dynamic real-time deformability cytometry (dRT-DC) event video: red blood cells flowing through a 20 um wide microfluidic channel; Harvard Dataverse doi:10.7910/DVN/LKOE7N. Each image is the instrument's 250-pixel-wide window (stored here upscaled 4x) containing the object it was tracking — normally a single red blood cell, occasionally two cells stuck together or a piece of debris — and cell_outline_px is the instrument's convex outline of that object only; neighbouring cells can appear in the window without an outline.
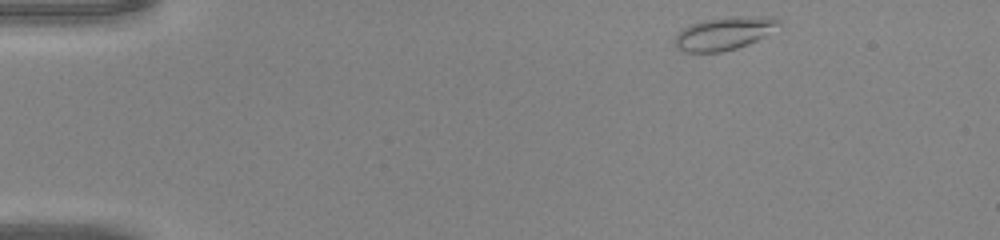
{"species": "common noctule bat (a hibernating species)", "species_latin": "Nyctalus noctula", "temperature_condition": "warm", "stored_images_in_passage": 41, "camera_frame_rate_fps": 3000, "um_per_image_px": 0.085, "animal": {"sex": "male", "body_mass_g": 20.0, "forearm_length_mm": 53.3}, "frame": {"image": 1, "passage_image": 1, "time_ms": 0.0, "image_size_px": [1000, 240], "cell_outline_px": [[780, 24], [764, 36], [748, 44], [736, 48], [720, 52], [684, 52], [676, 48], [676, 36], [684, 28], [692, 24], [704, 20], [732, 16], [772, 16], [780, 20]], "centroid_in_image_um": [61.57, 2.83], "position_along_channel_um": 23.4, "area_um2": 19.71}}
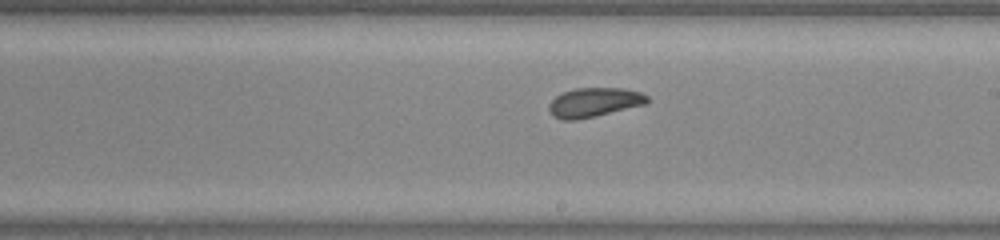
{"frame": {"image": 2, "passage_image": 22, "time_ms": 7.0, "image_size_px": [1000, 240], "cell_outline_px": [[652, 100], [648, 104], [596, 116], [576, 120], [564, 120], [552, 116], [548, 108], [548, 104], [556, 96], [564, 92], [576, 88], [624, 88], [640, 92], [648, 96]], "centroid_in_image_um": [50.55, 8.7], "position_along_channel_um": 238.5, "area_um2": 16.99}}
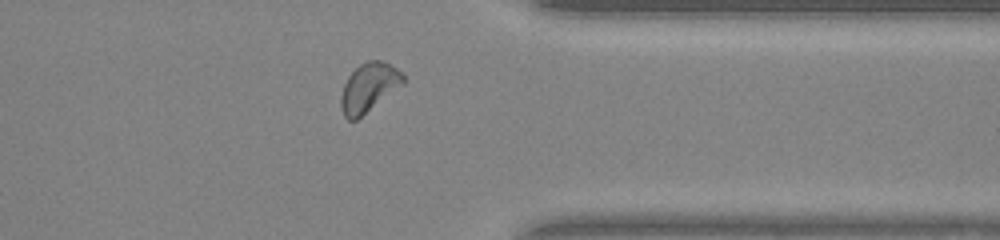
{"frame": {"image": 3, "passage_image": 32, "time_ms": 10.333, "image_size_px": [1000, 240], "cell_outline_px": [[404, 84], [356, 120], [348, 120], [344, 116], [340, 108], [340, 96], [344, 84], [348, 76], [360, 64], [368, 60], [380, 60], [396, 68], [404, 76]], "centroid_in_image_um": [31.33, 7.45], "position_along_channel_um": 380.1, "area_um2": 17.63}}